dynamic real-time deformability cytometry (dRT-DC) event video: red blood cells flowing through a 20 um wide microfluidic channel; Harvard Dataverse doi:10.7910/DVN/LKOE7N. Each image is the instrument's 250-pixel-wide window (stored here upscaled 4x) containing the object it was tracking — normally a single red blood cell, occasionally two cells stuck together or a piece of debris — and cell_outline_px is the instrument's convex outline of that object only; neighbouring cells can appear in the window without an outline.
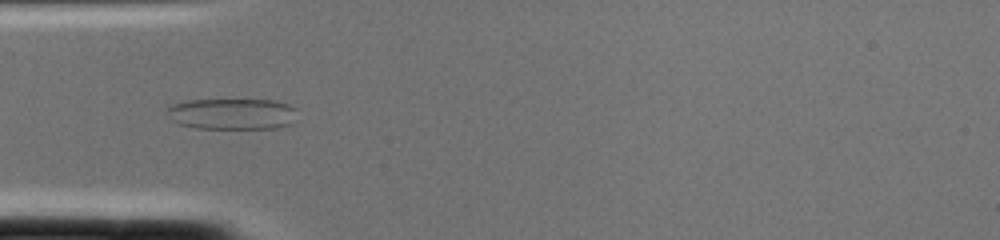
{"species": "common noctule bat (a hibernating species)", "species_latin": "Nyctalus noctula", "temperature_condition": "cold", "stored_images_in_passage": 2, "camera_frame_rate_fps": 3000, "um_per_image_px": 0.085, "animal": {"sex": "female", "body_mass_g": 22.0, "forearm_length_mm": 56.7}, "frame": {"image": 1, "passage_image": 2, "time_ms": 0.333, "image_size_px": [1000, 240], "cell_outline_px": [[296, 108], [292, 124], [276, 128], [196, 128], [176, 124], [168, 120], [168, 104], [188, 100], [276, 100], [288, 104]], "centroid_in_image_um": [19.68, 9.68], "position_along_channel_um": 65.3, "area_um2": 23.87}}